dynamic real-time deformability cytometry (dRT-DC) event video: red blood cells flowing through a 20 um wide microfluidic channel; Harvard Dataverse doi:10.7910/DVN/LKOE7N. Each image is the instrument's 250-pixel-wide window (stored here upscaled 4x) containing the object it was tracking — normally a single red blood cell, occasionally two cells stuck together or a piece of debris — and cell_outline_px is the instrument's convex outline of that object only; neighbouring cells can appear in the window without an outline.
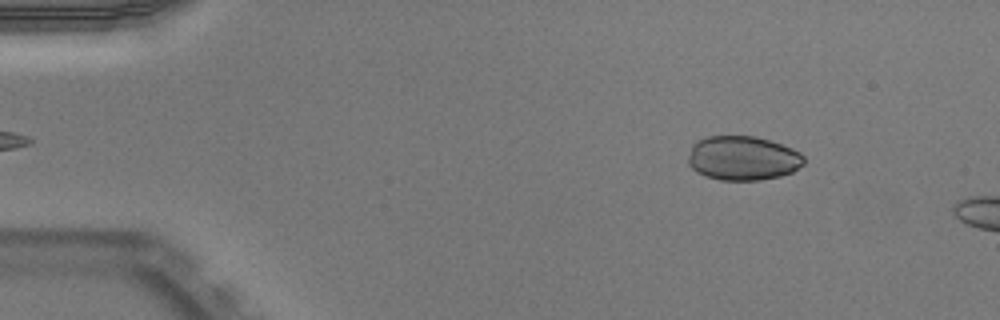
{"species": "Egyptian fruit bat (a non-hibernating species)", "species_latin": "Rousettus aegyptiacus", "temperature_condition": "warm", "stored_images_in_passage": 7, "camera_frame_rate_fps": 3000, "um_per_image_px": 0.085, "animal": {"sex": "male"}, "frame": {"image": 1, "passage_image": 3, "time_ms": 0.667, "image_size_px": [1000, 320], "cell_outline_px": [[804, 164], [792, 172], [780, 176], [760, 180], [720, 180], [704, 176], [696, 172], [688, 164], [688, 156], [692, 144], [696, 140], [708, 136], [756, 136], [792, 148], [800, 152], [804, 156]], "centroid_in_image_um": [63.11, 13.44], "position_along_channel_um": 21.9, "area_um2": 30.11}}